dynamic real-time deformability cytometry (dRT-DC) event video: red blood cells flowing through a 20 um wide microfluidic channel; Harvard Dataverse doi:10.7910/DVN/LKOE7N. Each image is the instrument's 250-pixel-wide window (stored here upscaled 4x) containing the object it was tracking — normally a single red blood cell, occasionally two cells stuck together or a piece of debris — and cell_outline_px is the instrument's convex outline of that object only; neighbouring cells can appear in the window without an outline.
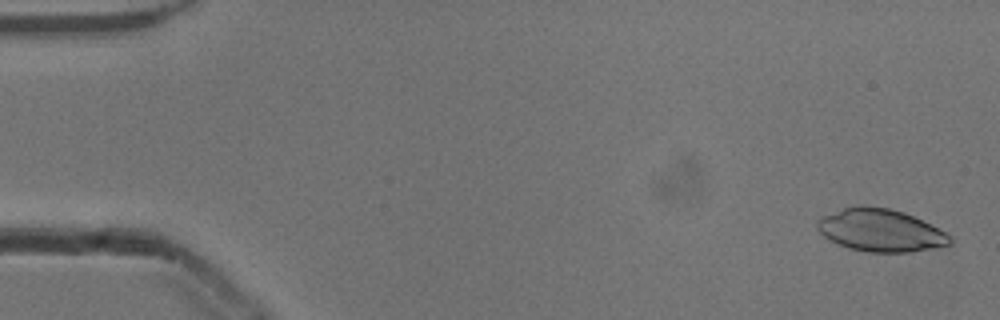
{"species": "common noctule bat (a hibernating species)", "species_latin": "Nyctalus noctula", "temperature_condition": "cold", "stored_images_in_passage": 53, "camera_frame_rate_fps": 3000, "um_per_image_px": 0.085, "animal": {"sex": "male", "body_mass_g": 13.3}, "frame": {"image": 1, "passage_image": 2, "time_ms": 0.333, "image_size_px": [1000, 320], "cell_outline_px": [[952, 244], [912, 252], [868, 252], [848, 248], [836, 244], [828, 240], [816, 228], [816, 220], [820, 216], [844, 208], [860, 204], [888, 208], [904, 212], [952, 236]], "centroid_in_image_um": [74.78, 19.58], "position_along_channel_um": 10.2, "area_um2": 33.0}}